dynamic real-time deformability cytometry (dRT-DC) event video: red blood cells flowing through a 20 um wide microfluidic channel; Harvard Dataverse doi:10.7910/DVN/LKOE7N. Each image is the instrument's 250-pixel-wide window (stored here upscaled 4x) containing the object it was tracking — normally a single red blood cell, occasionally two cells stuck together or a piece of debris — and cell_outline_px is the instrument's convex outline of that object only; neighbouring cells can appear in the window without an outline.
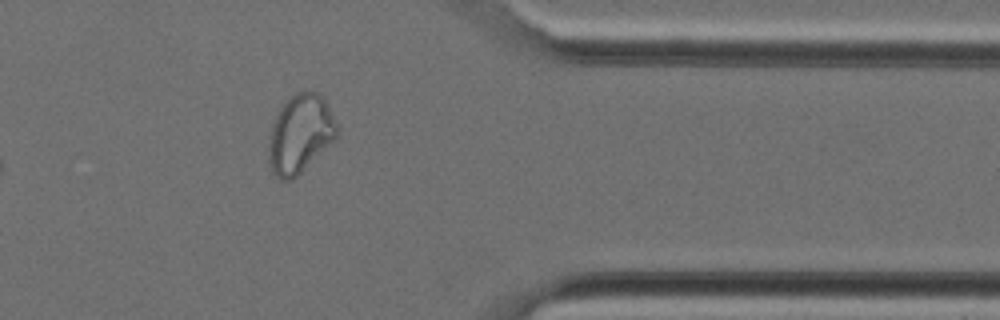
{"species": "Egyptian fruit bat (a non-hibernating species)", "species_latin": "Rousettus aegyptiacus", "temperature_condition": "cold", "stored_images_in_passage": 24, "camera_frame_rate_fps": 3000, "um_per_image_px": 0.085, "animal": {"sex": "female"}, "frame": {"image": 1, "passage_image": 21, "time_ms": 6.667, "image_size_px": [1000, 320], "cell_outline_px": [[336, 136], [292, 180], [280, 180], [268, 168], [268, 144], [272, 120], [280, 108], [296, 92], [316, 92], [324, 96], [328, 104], [336, 124]], "centroid_in_image_um": [25.45, 11.38], "position_along_channel_um": 386.0, "area_um2": 30.75}}